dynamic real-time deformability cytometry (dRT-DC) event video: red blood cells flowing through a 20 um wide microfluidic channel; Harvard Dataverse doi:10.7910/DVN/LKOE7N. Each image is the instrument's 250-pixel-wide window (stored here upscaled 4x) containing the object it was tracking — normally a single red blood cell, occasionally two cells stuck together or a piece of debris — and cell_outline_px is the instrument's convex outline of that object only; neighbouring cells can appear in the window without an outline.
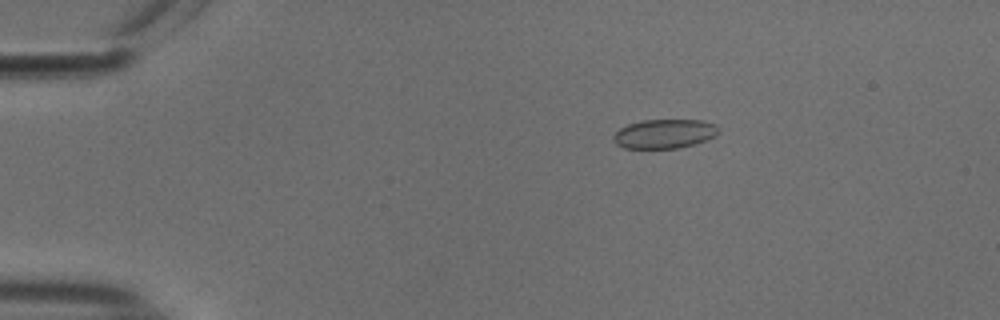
{"species": "common noctule bat (a hibernating species)", "species_latin": "Nyctalus noctula", "temperature_condition": "cold", "stored_images_in_passage": 54, "camera_frame_rate_fps": 3000, "um_per_image_px": 0.085, "animal": {"sex": "male", "body_mass_g": 18.8}, "frame": {"image": 1, "passage_image": 10, "time_ms": 3.0, "image_size_px": [1000, 320], "cell_outline_px": [[720, 132], [716, 136], [696, 144], [680, 148], [624, 148], [616, 144], [612, 140], [612, 136], [620, 128], [628, 124], [640, 120], [704, 120], [716, 124]], "centroid_in_image_um": [56.49, 11.37], "position_along_channel_um": 28.5, "area_um2": 18.15}}
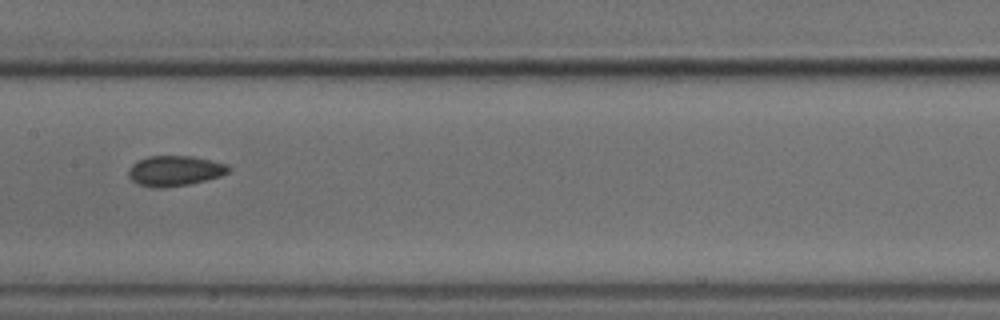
{"frame": {"image": 2, "passage_image": 28, "time_ms": 9.0, "image_size_px": [1000, 320], "cell_outline_px": [[232, 168], [228, 172], [220, 176], [188, 184], [164, 188], [160, 188], [136, 184], [128, 176], [128, 168], [132, 164], [148, 156], [192, 156], [228, 164]], "centroid_in_image_um": [14.85, 14.52], "position_along_channel_um": 192.6, "area_um2": 17.63}}
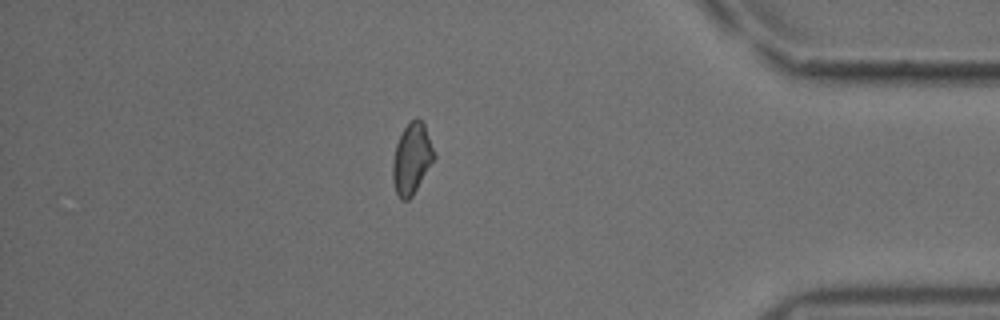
{"frame": {"image": 3, "passage_image": 47, "time_ms": 15.333, "image_size_px": [1000, 320], "cell_outline_px": [[436, 156], [412, 196], [408, 200], [400, 200], [396, 192], [392, 180], [392, 160], [396, 144], [404, 128], [412, 120], [420, 120], [424, 124]], "centroid_in_image_um": [34.98, 13.53], "position_along_channel_um": 400.2, "area_um2": 16.82}, "authors_computed_cell_mechanics": {"area_um2": 17.4556, "velocity_mm_per_s": 3.7818, "shape_relaxation_time_tau1_ms": null, "shape_relaxation_time_tau2_ms": 2.7655, "deformation_change_tau1": null, "deformation_change_tau2": 0.0726}}